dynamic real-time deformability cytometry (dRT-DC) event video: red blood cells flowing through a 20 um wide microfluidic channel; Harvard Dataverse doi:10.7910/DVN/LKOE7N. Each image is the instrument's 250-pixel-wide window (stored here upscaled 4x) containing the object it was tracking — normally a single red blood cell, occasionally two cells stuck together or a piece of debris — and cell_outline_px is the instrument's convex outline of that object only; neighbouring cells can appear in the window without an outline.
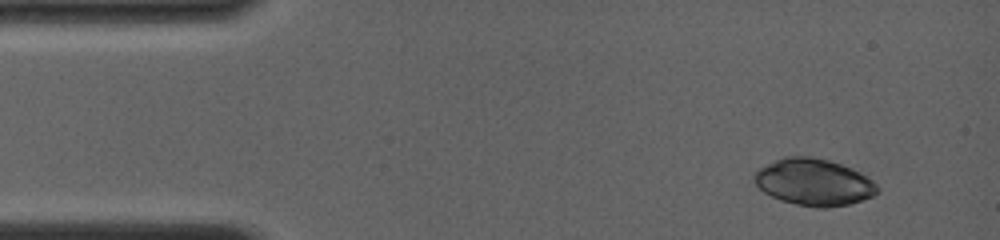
{"species": "common noctule bat (a hibernating species)", "species_latin": "Nyctalus noctula", "temperature_condition": "room temperature", "stored_images_in_passage": 8, "camera_frame_rate_fps": 4000, "um_per_image_px": 0.085, "animal": {"sex": "female", "body_mass_g": 19.0, "forearm_length_mm": 56.7}, "frame": {"image": 1, "passage_image": 2, "time_ms": 1.0, "image_size_px": [1000, 240], "cell_outline_px": [[880, 192], [872, 196], [848, 204], [828, 208], [816, 208], [796, 204], [780, 200], [764, 192], [752, 180], [752, 176], [760, 168], [784, 156], [812, 156], [828, 160], [852, 168], [860, 172], [872, 180], [880, 188]], "centroid_in_image_um": [69.18, 15.49], "position_along_channel_um": 15.8, "area_um2": 33.58}}